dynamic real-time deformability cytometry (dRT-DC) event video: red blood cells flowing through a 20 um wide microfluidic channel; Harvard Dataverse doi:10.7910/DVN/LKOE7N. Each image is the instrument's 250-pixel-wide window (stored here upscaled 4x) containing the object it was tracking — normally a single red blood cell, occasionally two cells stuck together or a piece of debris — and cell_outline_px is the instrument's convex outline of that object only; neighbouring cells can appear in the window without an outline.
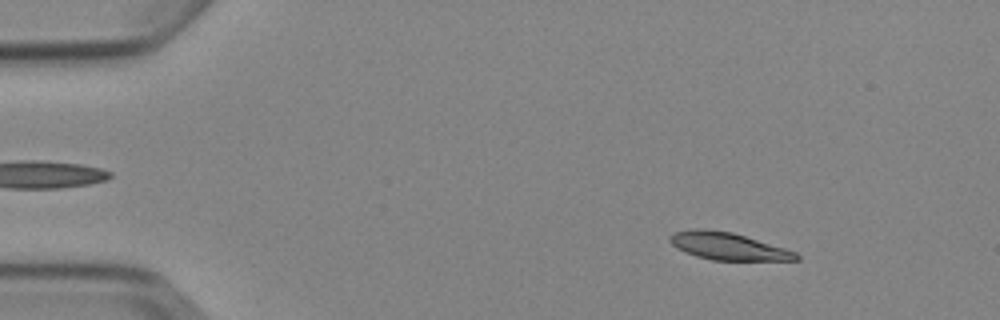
{"species": "Egyptian fruit bat (a non-hibernating species)", "species_latin": "Rousettus aegyptiacus", "temperature_condition": "cold", "stored_images_in_passage": 9, "camera_frame_rate_fps": 3000, "um_per_image_px": 0.085, "animal": {"sex": "female"}, "frame": {"image": 1, "passage_image": 3, "time_ms": 2.333, "image_size_px": [1000, 320], "cell_outline_px": [[800, 260], [712, 260], [696, 256], [684, 252], [676, 248], [668, 240], [668, 236], [672, 232], [692, 228], [700, 228], [732, 232], [784, 248], [796, 252], [800, 256]], "centroid_in_image_um": [61.81, 20.92], "position_along_channel_um": 23.2, "area_um2": 20.17}}
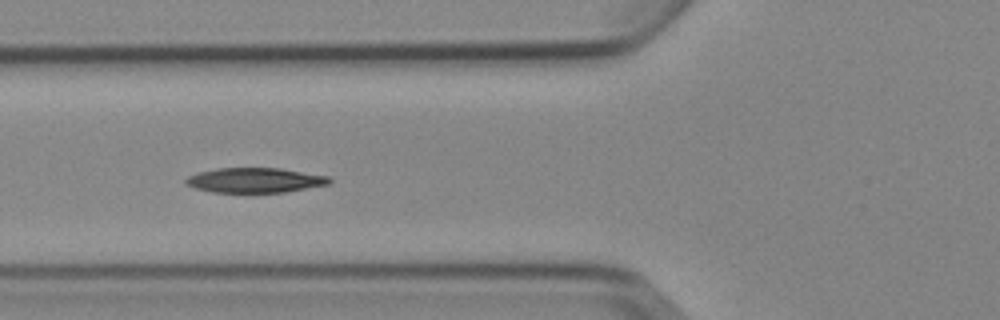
{"frame": {"image": 2, "passage_image": 7, "time_ms": 6.667, "image_size_px": [1000, 320], "cell_outline_px": [[332, 184], [284, 192], [212, 192], [196, 188], [184, 184], [184, 180], [188, 176], [196, 172], [216, 168], [280, 168], [332, 176]], "centroid_in_image_um": [21.7, 15.31], "position_along_channel_um": 104.1, "area_um2": 21.1}}
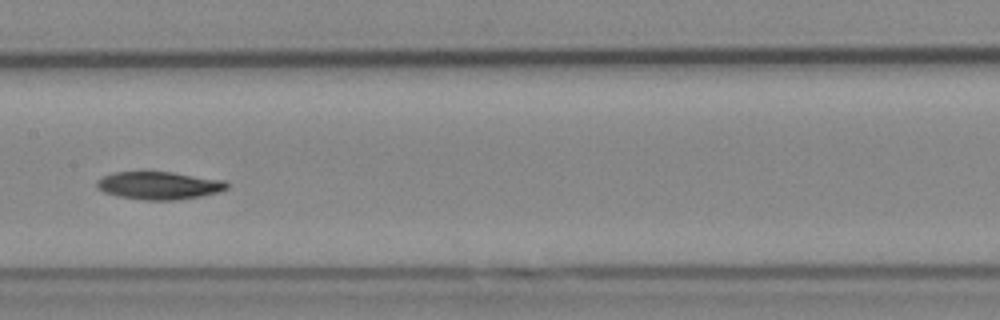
{"frame": {"image": 3, "passage_image": 9, "time_ms": 9.0, "image_size_px": [1000, 320], "cell_outline_px": [[228, 188], [220, 192], [200, 196], [176, 200], [144, 200], [116, 196], [104, 192], [96, 188], [96, 180], [112, 172], [172, 172], [228, 180]], "centroid_in_image_um": [13.53, 15.76], "position_along_channel_um": 193.9, "area_um2": 21.33}}